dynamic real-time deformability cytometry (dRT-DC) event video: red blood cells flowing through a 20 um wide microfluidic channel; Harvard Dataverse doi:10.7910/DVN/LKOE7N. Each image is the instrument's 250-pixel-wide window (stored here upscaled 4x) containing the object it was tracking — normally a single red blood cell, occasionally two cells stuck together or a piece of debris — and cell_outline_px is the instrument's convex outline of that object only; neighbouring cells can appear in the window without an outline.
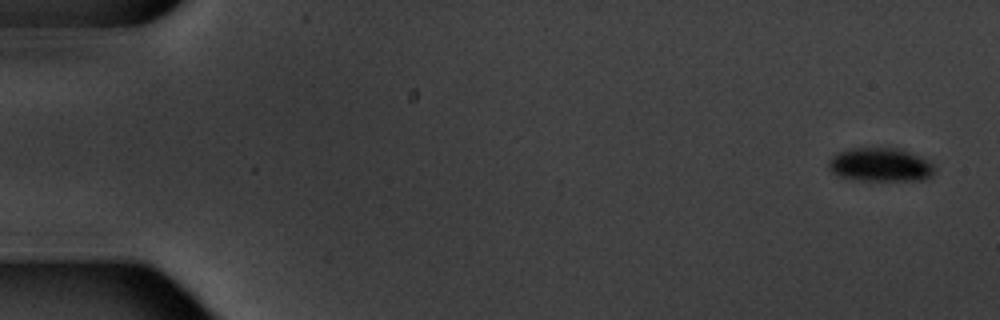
{"species": "common noctule bat (a hibernating species)", "species_latin": "Nyctalus noctula", "temperature_condition": "warm", "stored_images_in_passage": 6, "camera_frame_rate_fps": 3000, "um_per_image_px": 0.085, "animal": {"sex": "male", "body_mass_g": 20.1, "forearm_length_mm": 53.5}, "frame": {"image": 1, "passage_image": 1, "time_ms": 0.0, "image_size_px": [1000, 320], "cell_outline_px": [[936, 172], [932, 176], [924, 180], [860, 180], [840, 176], [832, 172], [828, 168], [828, 160], [836, 152], [852, 148], [896, 148], [920, 156], [928, 160], [936, 168]], "centroid_in_image_um": [74.84, 14.0], "position_along_channel_um": 10.2, "area_um2": 20.87}}
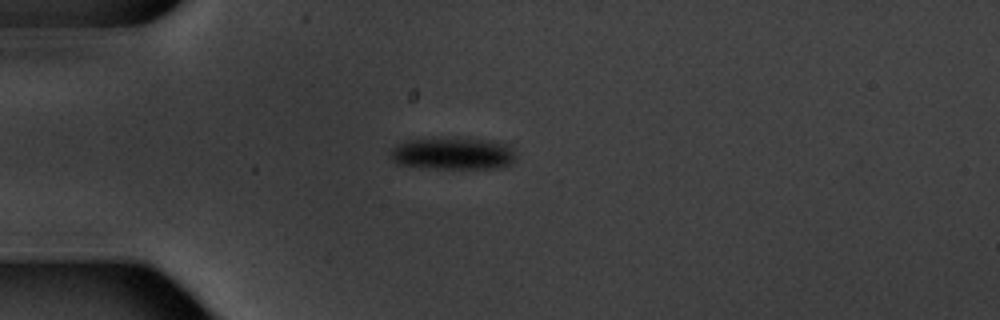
{"frame": {"image": 2, "passage_image": 5, "time_ms": 4.667, "image_size_px": [1000, 320], "cell_outline_px": [[512, 164], [504, 168], [432, 168], [396, 164], [392, 160], [388, 152], [396, 144], [404, 140], [440, 136], [456, 136], [500, 140], [512, 144]], "centroid_in_image_um": [38.49, 12.99], "position_along_channel_um": 46.5, "area_um2": 24.8}}